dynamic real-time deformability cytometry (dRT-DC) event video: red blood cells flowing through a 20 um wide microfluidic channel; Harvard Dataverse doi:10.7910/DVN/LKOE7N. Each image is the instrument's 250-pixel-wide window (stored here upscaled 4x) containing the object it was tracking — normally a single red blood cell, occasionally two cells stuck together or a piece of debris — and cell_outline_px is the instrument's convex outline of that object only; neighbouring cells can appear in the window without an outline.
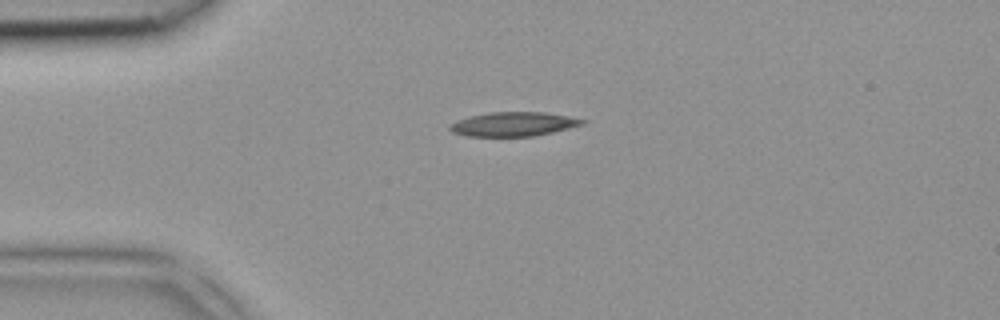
{"species": "common noctule bat (a hibernating species)", "species_latin": "Nyctalus noctula", "temperature_condition": "room temperature", "stored_images_in_passage": 2, "camera_frame_rate_fps": 3000, "um_per_image_px": 0.085, "animal": {"sex": "female", "body_mass_g": 18.4}, "frame": {"image": 1, "passage_image": 1, "time_ms": 0.0, "image_size_px": [1000, 320], "cell_outline_px": [[588, 120], [584, 124], [552, 132], [532, 136], [468, 136], [452, 132], [448, 128], [448, 124], [456, 120], [468, 116], [488, 112], [544, 112], [568, 116]], "centroid_in_image_um": [43.6, 10.54], "position_along_channel_um": 41.4, "area_um2": 18.73}}